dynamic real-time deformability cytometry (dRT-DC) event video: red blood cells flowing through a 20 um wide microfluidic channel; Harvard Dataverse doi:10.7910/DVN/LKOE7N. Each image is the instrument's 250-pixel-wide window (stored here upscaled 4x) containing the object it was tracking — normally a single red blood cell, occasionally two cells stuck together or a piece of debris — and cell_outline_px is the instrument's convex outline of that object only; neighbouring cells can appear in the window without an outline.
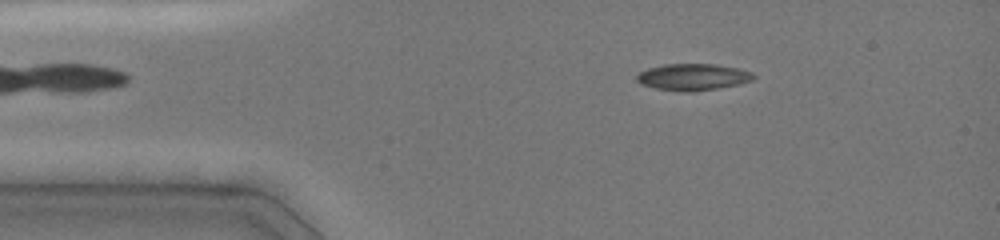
{"species": "common noctule bat (a hibernating species)", "species_latin": "Nyctalus noctula", "temperature_condition": "cold", "stored_images_in_passage": 7, "camera_frame_rate_fps": 3000, "um_per_image_px": 0.085, "animal": {"sex": "female", "body_mass_g": 19.0, "forearm_length_mm": 51.5}, "frame": {"image": 1, "passage_image": 4, "time_ms": 1.667, "image_size_px": [1000, 240], "cell_outline_px": [[756, 76], [752, 80], [740, 84], [696, 92], [688, 92], [656, 88], [640, 84], [636, 80], [636, 76], [640, 72], [648, 68], [664, 64], [716, 64], [740, 68], [752, 72]], "centroid_in_image_um": [58.92, 6.54], "position_along_channel_um": 26.1, "area_um2": 18.26}}
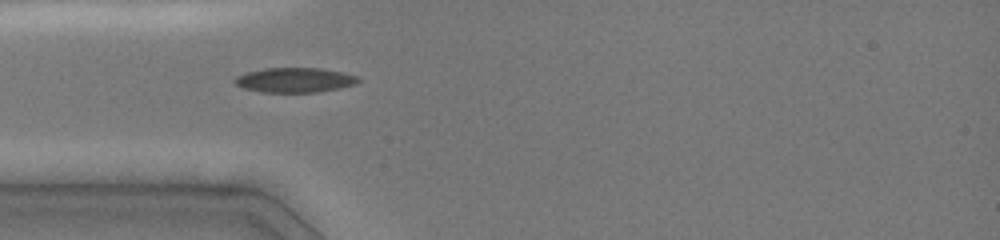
{"frame": {"image": 2, "passage_image": 6, "time_ms": 3.667, "image_size_px": [1000, 240], "cell_outline_px": [[360, 80], [356, 84], [340, 88], [320, 92], [260, 92], [244, 88], [236, 84], [232, 80], [236, 76], [244, 72], [264, 68], [320, 68], [344, 72], [360, 76]], "centroid_in_image_um": [25.07, 6.8], "position_along_channel_um": 59.9, "area_um2": 18.09}}